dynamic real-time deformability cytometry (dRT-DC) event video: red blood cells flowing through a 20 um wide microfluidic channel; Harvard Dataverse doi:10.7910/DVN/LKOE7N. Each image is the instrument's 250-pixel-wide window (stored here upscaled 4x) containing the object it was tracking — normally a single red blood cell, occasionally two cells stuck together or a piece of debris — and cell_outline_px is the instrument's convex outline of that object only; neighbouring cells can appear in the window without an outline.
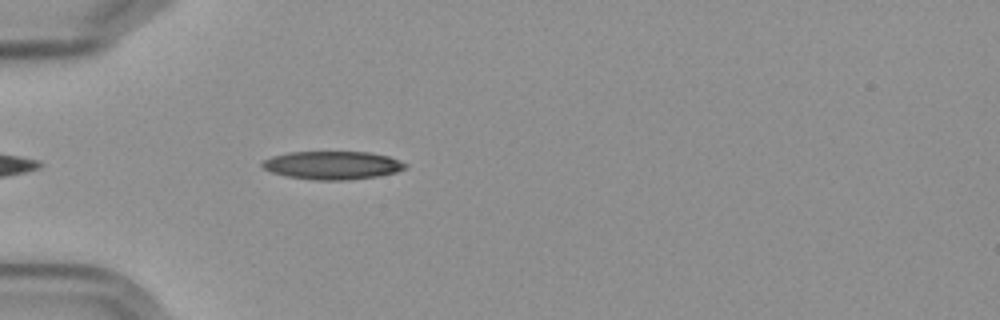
{"species": "Egyptian fruit bat (a non-hibernating species)", "species_latin": "Rousettus aegyptiacus", "temperature_condition": "cold", "stored_images_in_passage": 1, "camera_frame_rate_fps": 3000, "um_per_image_px": 0.085, "frame": {"image": 1, "passage_image": 1, "time_ms": 0.0, "image_size_px": [1000, 320], "cell_outline_px": [[408, 164], [404, 168], [396, 172], [376, 176], [348, 180], [316, 180], [288, 176], [272, 172], [264, 168], [260, 164], [264, 160], [272, 156], [288, 152], [368, 152], [388, 156]], "centroid_in_image_um": [28.25, 14.04], "position_along_channel_um": 56.8, "area_um2": 23.29}}